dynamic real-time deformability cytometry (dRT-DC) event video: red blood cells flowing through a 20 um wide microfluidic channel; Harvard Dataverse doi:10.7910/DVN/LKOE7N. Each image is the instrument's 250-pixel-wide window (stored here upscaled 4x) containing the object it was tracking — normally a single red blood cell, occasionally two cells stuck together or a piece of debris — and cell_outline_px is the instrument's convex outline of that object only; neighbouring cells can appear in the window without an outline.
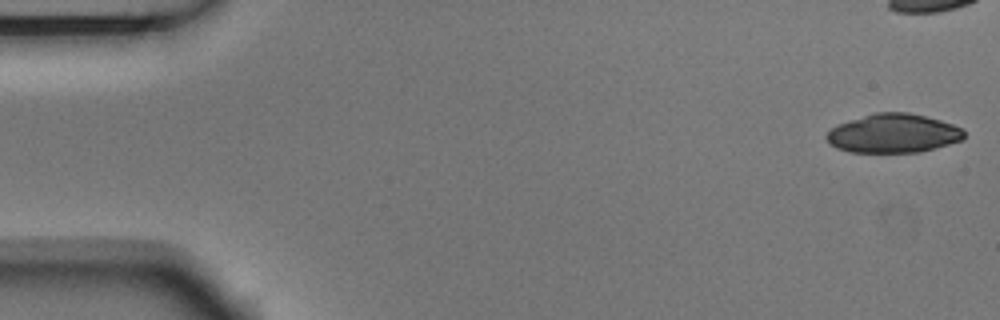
{"species": "Egyptian fruit bat (a non-hibernating species)", "species_latin": "Rousettus aegyptiacus", "temperature_condition": "room temperature", "stored_images_in_passage": 6, "camera_frame_rate_fps": 3000, "um_per_image_px": 0.085, "animal": {"sex": "male"}, "frame": {"image": 1, "passage_image": 1, "time_ms": 0.0, "image_size_px": [1000, 320], "cell_outline_px": [[964, 140], [920, 152], [848, 152], [836, 148], [828, 144], [824, 136], [836, 124], [876, 112], [908, 112], [940, 120], [964, 128]], "centroid_in_image_um": [75.91, 11.34], "position_along_channel_um": 9.1, "area_um2": 31.39}}
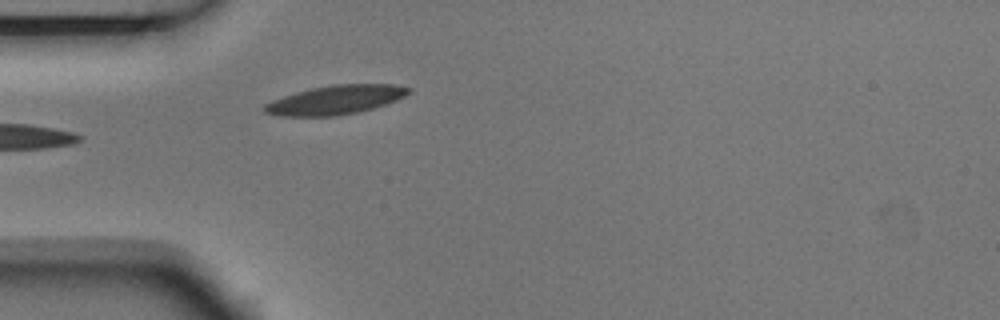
{"frame": {"image": 2, "passage_image": 6, "time_ms": 1.667, "image_size_px": [1000, 320], "cell_outline_px": [[412, 92], [396, 100], [372, 108], [356, 112], [336, 116], [280, 116], [264, 112], [260, 108], [264, 104], [272, 100], [296, 92], [312, 88], [332, 84], [396, 84], [412, 88]], "centroid_in_image_um": [28.5, 8.48], "position_along_channel_um": 56.5, "area_um2": 24.39}}